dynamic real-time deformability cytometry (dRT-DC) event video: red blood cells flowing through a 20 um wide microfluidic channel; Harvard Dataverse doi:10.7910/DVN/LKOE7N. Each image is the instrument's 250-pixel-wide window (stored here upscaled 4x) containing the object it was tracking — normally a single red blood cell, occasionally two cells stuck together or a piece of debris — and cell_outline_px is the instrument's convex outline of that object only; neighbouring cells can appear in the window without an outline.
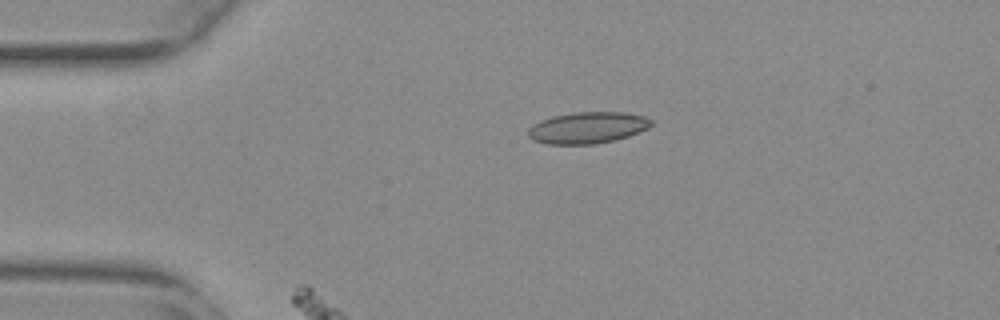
{"species": "common noctule bat (a hibernating species)", "species_latin": "Nyctalus noctula", "temperature_condition": "warm", "stored_images_in_passage": 43, "segment_of_instrument_passage": [1, 2], "camera_frame_rate_fps": 3000, "um_per_image_px": 0.085, "animal": {"sex": "female", "body_mass_g": 29.2, "forearm_length_mm": 56.3}, "frame": {"image": 1, "passage_image": 1, "time_ms": 0.0, "image_size_px": [1000, 320], "cell_outline_px": [[652, 124], [648, 128], [640, 132], [616, 140], [596, 144], [544, 144], [532, 140], [528, 136], [528, 128], [532, 124], [540, 120], [552, 116], [576, 112], [624, 112], [644, 116], [652, 120]], "centroid_in_image_um": [49.92, 10.86], "position_along_channel_um": 35.1, "area_um2": 22.83}}